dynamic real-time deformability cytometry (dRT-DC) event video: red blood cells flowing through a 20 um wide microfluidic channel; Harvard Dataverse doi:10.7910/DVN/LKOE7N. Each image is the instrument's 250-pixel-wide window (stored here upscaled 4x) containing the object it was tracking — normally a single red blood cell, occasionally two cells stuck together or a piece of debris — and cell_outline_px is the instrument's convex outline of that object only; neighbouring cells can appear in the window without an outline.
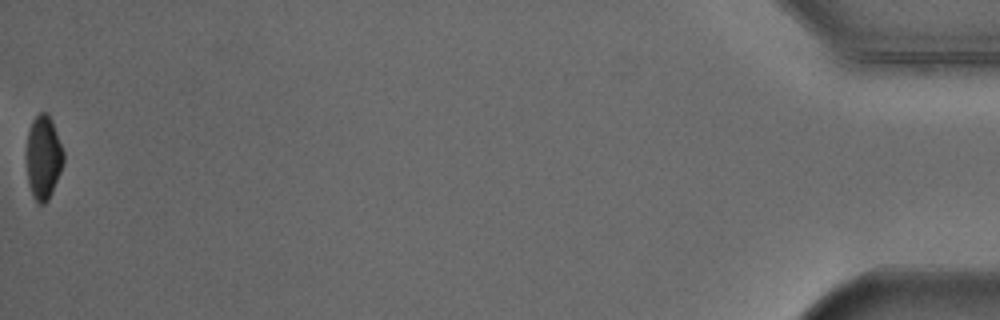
{"species": "Egyptian fruit bat (a non-hibernating species)", "species_latin": "Rousettus aegyptiacus", "temperature_condition": "cold", "stored_images_in_passage": 52, "camera_frame_rate_fps": 3000, "um_per_image_px": 0.085, "animal": {"sex": "male"}, "frame": {"image": 1, "passage_image": 52, "time_ms": 17.0, "image_size_px": [1000, 320], "cell_outline_px": [[64, 160], [60, 172], [52, 192], [48, 200], [44, 204], [36, 204], [32, 196], [28, 184], [28, 132], [32, 120], [40, 112], [48, 112], [52, 120], [64, 152]], "centroid_in_image_um": [3.7, 13.39], "position_along_channel_um": 431.5, "area_um2": 17.92}, "authors_computed_cell_mechanics": {"area_um2": 20.7791, "velocity_mm_per_s": 3.8776, "shape_relaxation_time_tau1_ms": 3.0371, "shape_relaxation_time_tau2_ms": null, "deformation_change_tau1": 0.0954, "deformation_change_tau2": null}}